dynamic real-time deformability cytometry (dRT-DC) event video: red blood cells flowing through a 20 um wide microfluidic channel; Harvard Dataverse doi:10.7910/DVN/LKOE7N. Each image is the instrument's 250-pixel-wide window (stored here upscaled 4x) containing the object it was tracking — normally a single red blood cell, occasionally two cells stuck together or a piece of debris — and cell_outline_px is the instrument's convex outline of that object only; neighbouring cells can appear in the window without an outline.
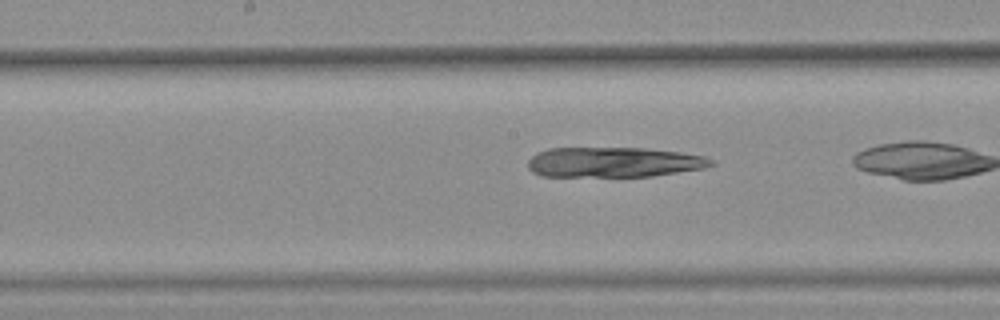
{"species": "common noctule bat (a hibernating species)", "species_latin": "Nyctalus noctula", "temperature_condition": "warm", "stored_images_in_passage": 23, "camera_frame_rate_fps": 3000, "um_per_image_px": 0.085, "animal": {"sex": "female", "body_mass_g": 25.1}, "frame": {"image": 1, "passage_image": 20, "time_ms": 6.333, "image_size_px": [1000, 320], "cell_outline_px": [[716, 164], [704, 168], [652, 176], [540, 176], [532, 172], [528, 168], [528, 160], [536, 152], [548, 148], [644, 148], [680, 152], [704, 156], [712, 160]], "centroid_in_image_um": [52.14, 13.78], "position_along_channel_um": 196.1, "area_um2": 32.19}}